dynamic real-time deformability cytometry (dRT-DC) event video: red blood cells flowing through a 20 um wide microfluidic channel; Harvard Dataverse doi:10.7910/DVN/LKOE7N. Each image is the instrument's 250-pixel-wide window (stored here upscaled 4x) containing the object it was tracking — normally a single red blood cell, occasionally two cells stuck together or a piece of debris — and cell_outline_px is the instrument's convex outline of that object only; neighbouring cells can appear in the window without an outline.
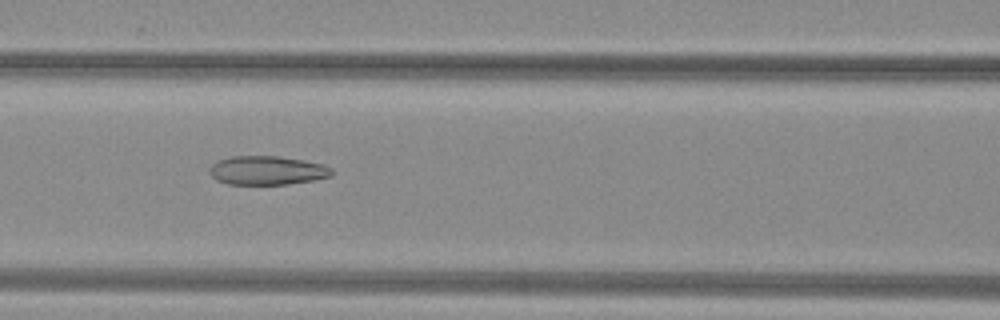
{"species": "common noctule bat (a hibernating species)", "species_latin": "Nyctalus noctula", "temperature_condition": "warm", "stored_images_in_passage": 36, "camera_frame_rate_fps": 3000, "um_per_image_px": 0.085, "animal": {"sex": "female", "body_mass_g": 29.2, "forearm_length_mm": 56.3}, "frame": {"image": 1, "passage_image": 8, "time_ms": 2.333, "image_size_px": [1000, 320], "cell_outline_px": [[332, 176], [316, 180], [288, 184], [228, 184], [216, 180], [208, 172], [208, 168], [212, 164], [220, 160], [232, 156], [276, 156], [324, 164], [332, 168]], "centroid_in_image_um": [22.71, 14.49], "position_along_channel_um": 143.9, "area_um2": 20.58}}
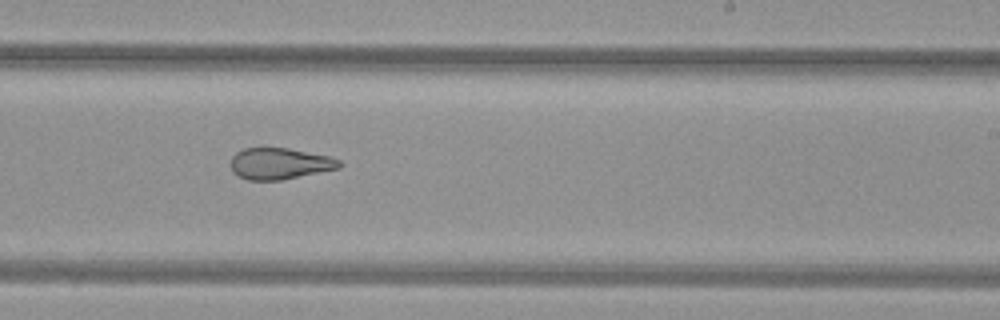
{"frame": {"image": 2, "passage_image": 17, "time_ms": 5.333, "image_size_px": [1000, 320], "cell_outline_px": [[344, 164], [340, 168], [284, 180], [248, 180], [232, 172], [232, 156], [236, 152], [244, 148], [288, 148], [328, 156], [340, 160]], "centroid_in_image_um": [23.81, 13.91], "position_along_channel_um": 265.2, "area_um2": 19.88}}
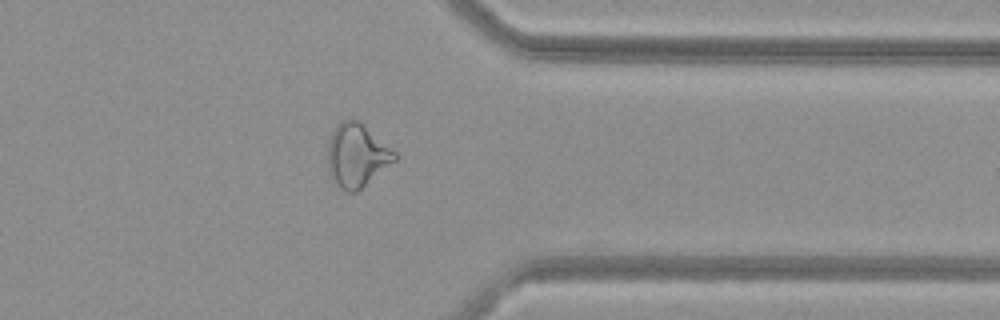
{"frame": {"image": 3, "passage_image": 26, "time_ms": 8.333, "image_size_px": [1000, 320], "cell_outline_px": [[400, 156], [396, 160], [356, 192], [344, 192], [336, 184], [328, 172], [328, 140], [336, 124], [340, 120], [352, 116], [360, 120], [396, 152]], "centroid_in_image_um": [30.32, 13.15], "position_along_channel_um": 381.1, "area_um2": 25.2}, "authors_computed_cell_mechanics": {"area_um2": 22.2819, "velocity_mm_per_s": 4.0709, "shape_relaxation_time_tau1_ms": null, "shape_relaxation_time_tau2_ms": 2.4845, "deformation_change_tau1": null, "deformation_change_tau2": 0.1084}}